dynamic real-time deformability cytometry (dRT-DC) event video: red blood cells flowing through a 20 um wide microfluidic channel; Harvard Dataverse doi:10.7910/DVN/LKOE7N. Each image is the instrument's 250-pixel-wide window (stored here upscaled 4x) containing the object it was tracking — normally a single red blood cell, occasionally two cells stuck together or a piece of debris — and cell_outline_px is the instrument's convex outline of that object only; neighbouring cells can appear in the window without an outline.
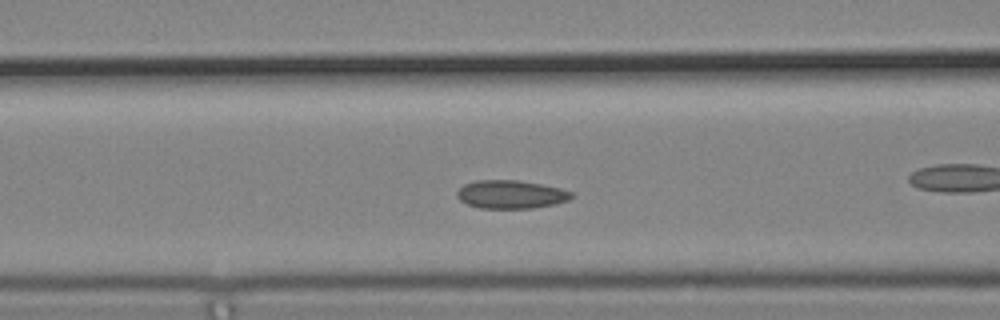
{"species": "common noctule bat (a hibernating species)", "species_latin": "Nyctalus noctula", "temperature_condition": "cold", "stored_images_in_passage": 54, "camera_frame_rate_fps": 3000, "um_per_image_px": 0.085, "animal": {"sex": "male", "body_mass_g": 19.2, "forearm_length_mm": 51.8}, "frame": {"image": 1, "passage_image": 20, "time_ms": 6.333, "image_size_px": [1000, 320], "cell_outline_px": [[572, 196], [568, 200], [552, 204], [532, 208], [480, 208], [468, 204], [460, 200], [456, 196], [456, 192], [464, 184], [476, 180], [520, 180], [560, 188], [572, 192]], "centroid_in_image_um": [43.39, 16.51], "position_along_channel_um": 123.2, "area_um2": 18.73}}
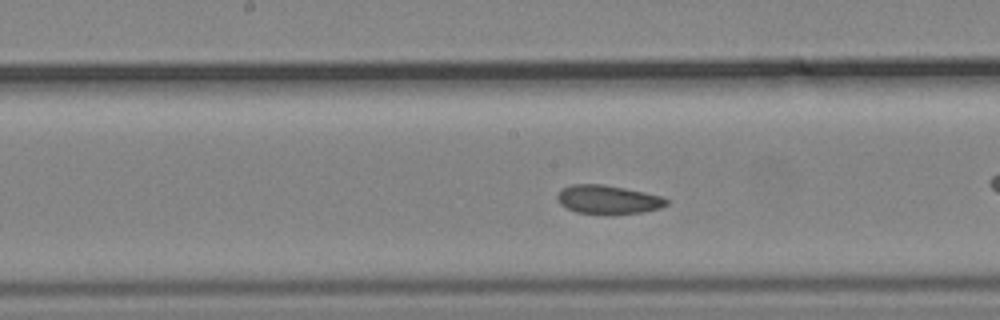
{"frame": {"image": 2, "passage_image": 26, "time_ms": 8.333, "image_size_px": [1000, 320], "cell_outline_px": [[668, 204], [660, 208], [640, 212], [604, 216], [576, 212], [560, 204], [556, 200], [556, 196], [564, 188], [572, 184], [604, 184], [644, 192], [660, 196], [668, 200]], "centroid_in_image_um": [51.66, 16.99], "position_along_channel_um": 196.5, "area_um2": 18.5}}
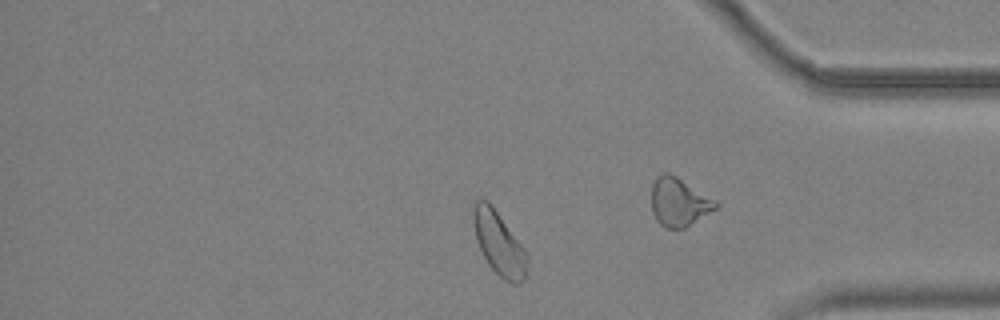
{"frame": {"image": 3, "passage_image": 44, "time_ms": 14.333, "image_size_px": [1000, 320], "cell_outline_px": [[528, 256], [524, 280], [520, 284], [512, 284], [504, 280], [488, 264], [476, 240], [472, 220], [472, 212], [476, 200], [488, 200], [528, 252]], "centroid_in_image_um": [42.42, 20.69], "position_along_channel_um": 392.8, "area_um2": 19.94}, "authors_computed_cell_mechanics": {"area_um2": 19.4208, "velocity_mm_per_s": 3.6653, "shape_relaxation_time_tau1_ms": 1.5274, "shape_relaxation_time_tau2_ms": 3.1111, "deformation_change_tau1": 0.0652, "deformation_change_tau2": 0.0715}}